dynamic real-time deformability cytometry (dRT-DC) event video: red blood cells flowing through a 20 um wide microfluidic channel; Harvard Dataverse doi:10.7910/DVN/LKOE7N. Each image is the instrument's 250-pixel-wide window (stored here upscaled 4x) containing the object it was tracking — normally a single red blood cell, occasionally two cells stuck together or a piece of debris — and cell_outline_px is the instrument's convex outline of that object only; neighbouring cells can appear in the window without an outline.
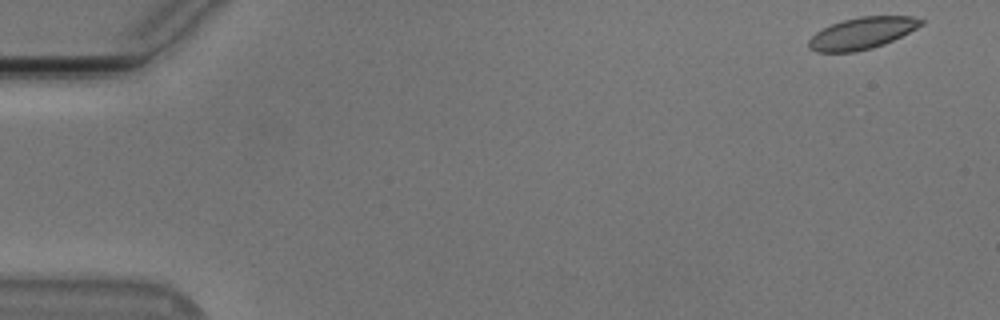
{"species": "Egyptian fruit bat (a non-hibernating species)", "species_latin": "Rousettus aegyptiacus", "temperature_condition": "cold", "stored_images_in_passage": 9, "camera_frame_rate_fps": 3000, "um_per_image_px": 0.085, "animal": {"sex": "male"}, "frame": {"image": 1, "passage_image": 1, "time_ms": 0.0, "image_size_px": [1000, 320], "cell_outline_px": [[924, 24], [884, 44], [872, 48], [856, 52], [816, 52], [808, 48], [808, 40], [816, 32], [832, 24], [844, 20], [860, 16], [912, 16], [924, 20]], "centroid_in_image_um": [73.26, 2.83], "position_along_channel_um": 11.7, "area_um2": 20.63}}